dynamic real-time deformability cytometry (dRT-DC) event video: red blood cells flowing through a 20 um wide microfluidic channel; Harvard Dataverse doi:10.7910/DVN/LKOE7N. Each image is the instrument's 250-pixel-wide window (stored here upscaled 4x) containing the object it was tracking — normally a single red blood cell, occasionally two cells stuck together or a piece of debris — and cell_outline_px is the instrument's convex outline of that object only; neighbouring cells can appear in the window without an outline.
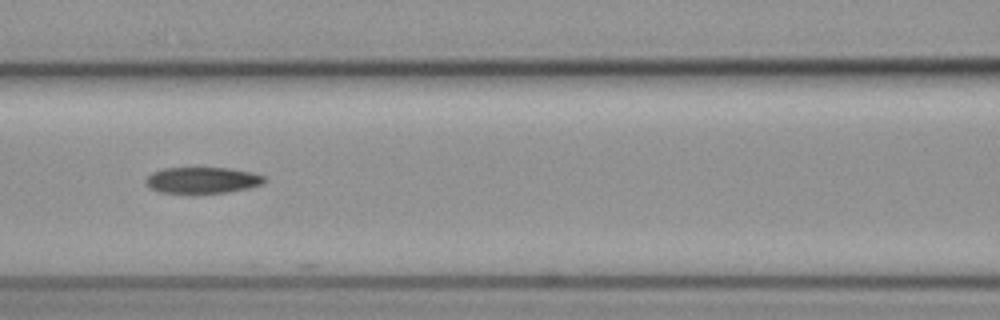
{"species": "common noctule bat (a hibernating species)", "species_latin": "Nyctalus noctula", "temperature_condition": "cold", "stored_images_in_passage": 8, "camera_frame_rate_fps": 3000, "um_per_image_px": 0.085, "animal": {"sex": "female", "body_mass_g": 19.3, "forearm_length_mm": 54.1}, "frame": {"image": 1, "passage_image": 7, "time_ms": 2.0, "image_size_px": [1000, 320], "cell_outline_px": [[264, 180], [260, 184], [248, 188], [228, 192], [160, 192], [144, 184], [144, 180], [152, 172], [164, 168], [228, 168], [252, 172], [264, 176]], "centroid_in_image_um": [17.17, 15.3], "position_along_channel_um": 149.4, "area_um2": 17.74}}